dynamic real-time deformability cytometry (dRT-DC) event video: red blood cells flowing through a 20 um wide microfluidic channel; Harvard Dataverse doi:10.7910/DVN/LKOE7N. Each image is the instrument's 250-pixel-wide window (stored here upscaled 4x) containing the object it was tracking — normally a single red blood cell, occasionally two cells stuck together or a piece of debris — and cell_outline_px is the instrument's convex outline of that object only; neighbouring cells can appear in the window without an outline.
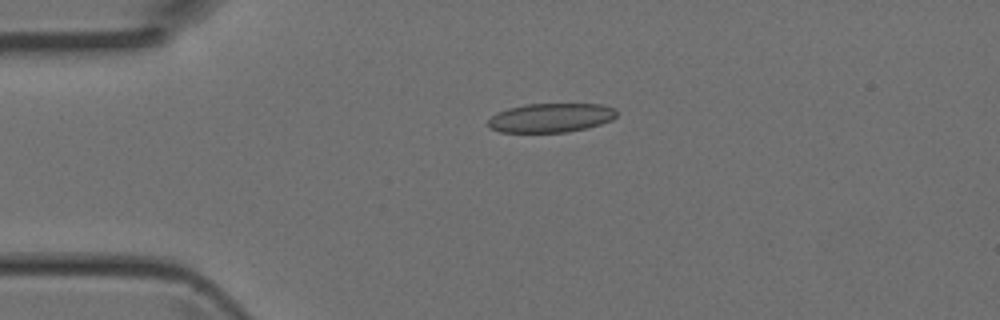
{"species": "Egyptian fruit bat (a non-hibernating species)", "species_latin": "Rousettus aegyptiacus", "temperature_condition": "room temperature", "stored_images_in_passage": 5, "camera_frame_rate_fps": 3000, "um_per_image_px": 0.085, "animal": {"sex": "female"}, "frame": {"image": 1, "passage_image": 5, "time_ms": 1.333, "image_size_px": [1000, 320], "cell_outline_px": [[616, 116], [612, 120], [600, 124], [568, 132], [500, 132], [488, 128], [488, 120], [496, 112], [508, 108], [524, 104], [604, 104], [616, 108]], "centroid_in_image_um": [46.81, 10.0], "position_along_channel_um": 38.2, "area_um2": 21.91}}